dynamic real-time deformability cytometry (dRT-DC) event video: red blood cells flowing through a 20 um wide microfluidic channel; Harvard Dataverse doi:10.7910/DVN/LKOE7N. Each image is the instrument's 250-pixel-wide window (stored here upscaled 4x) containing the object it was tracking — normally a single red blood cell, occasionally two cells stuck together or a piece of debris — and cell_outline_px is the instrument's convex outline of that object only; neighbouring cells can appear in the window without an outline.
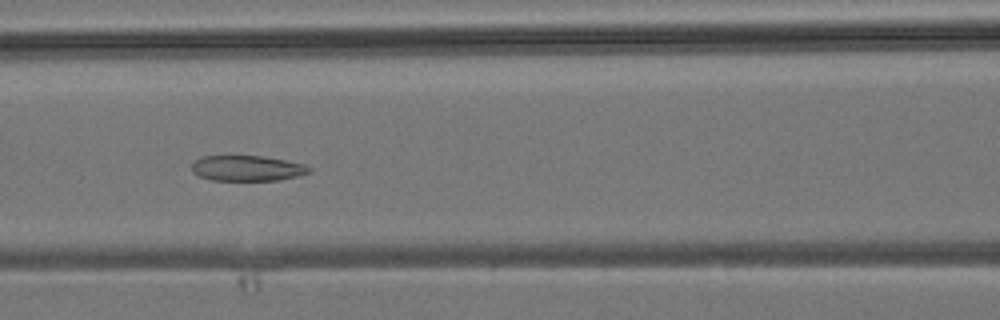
{"species": "common noctule bat (a hibernating species)", "species_latin": "Nyctalus noctula", "temperature_condition": "room temperature", "stored_images_in_passage": 36, "camera_frame_rate_fps": 3000, "um_per_image_px": 0.085, "animal": {"sex": "male", "body_mass_g": 19.2, "forearm_length_mm": 51.8}, "frame": {"image": 1, "passage_image": 11, "time_ms": 3.333, "image_size_px": [1000, 320], "cell_outline_px": [[312, 168], [308, 172], [296, 176], [276, 180], [212, 180], [200, 176], [192, 172], [192, 164], [196, 160], [204, 156], [232, 152], [264, 156], [304, 164]], "centroid_in_image_um": [20.93, 14.24], "position_along_channel_um": 145.7, "area_um2": 18.03}}
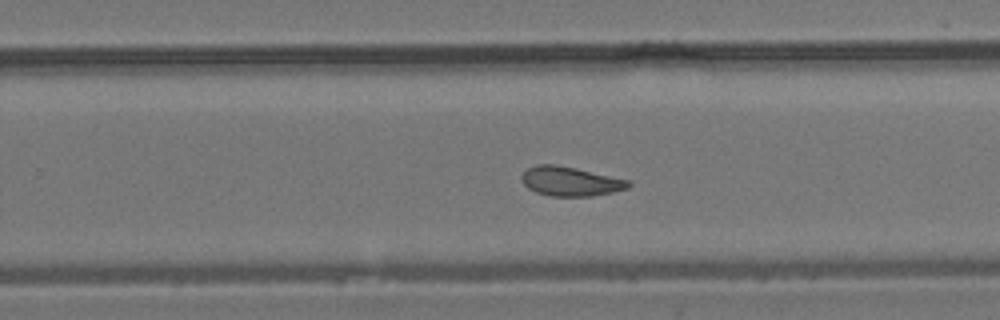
{"frame": {"image": 2, "passage_image": 20, "time_ms": 6.333, "image_size_px": [1000, 320], "cell_outline_px": [[632, 184], [628, 188], [612, 192], [592, 196], [552, 196], [536, 192], [528, 188], [524, 184], [520, 176], [528, 168], [536, 164], [556, 164], [576, 168], [632, 180]], "centroid_in_image_um": [48.51, 15.4], "position_along_channel_um": 281.3, "area_um2": 18.38}}
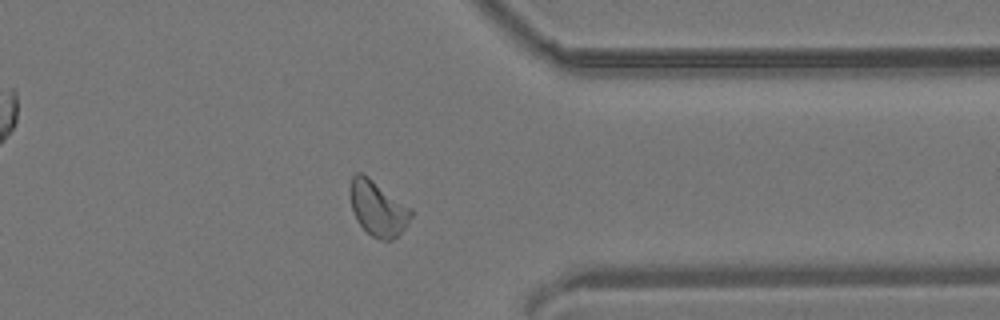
{"frame": {"image": 3, "passage_image": 27, "time_ms": 8.667, "image_size_px": [1000, 320], "cell_outline_px": [[412, 216], [404, 228], [392, 240], [380, 240], [372, 236], [356, 220], [352, 208], [348, 188], [352, 176], [356, 172], [360, 172], [368, 176], [412, 208]], "centroid_in_image_um": [32.09, 17.68], "position_along_channel_um": 379.3, "area_um2": 19.59}}